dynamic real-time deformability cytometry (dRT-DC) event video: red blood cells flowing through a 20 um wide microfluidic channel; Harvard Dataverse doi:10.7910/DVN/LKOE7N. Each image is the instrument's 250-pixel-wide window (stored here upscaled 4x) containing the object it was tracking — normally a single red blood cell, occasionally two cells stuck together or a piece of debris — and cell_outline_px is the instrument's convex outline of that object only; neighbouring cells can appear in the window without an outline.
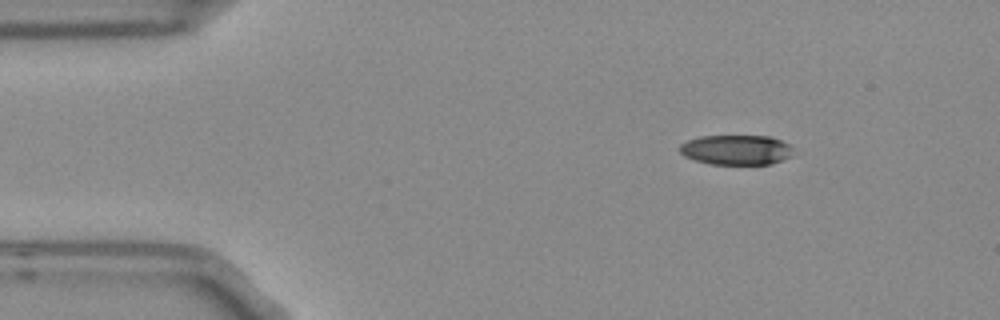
{"species": "Egyptian fruit bat (a non-hibernating species)", "species_latin": "Rousettus aegyptiacus", "temperature_condition": "room temperature", "stored_images_in_passage": 4, "camera_frame_rate_fps": 3000, "um_per_image_px": 0.085, "frame": {"image": 1, "passage_image": 2, "time_ms": 0.333, "image_size_px": [1000, 320], "cell_outline_px": [[788, 156], [772, 164], [712, 164], [696, 160], [684, 156], [680, 152], [680, 144], [688, 140], [700, 136], [772, 136], [788, 144]], "centroid_in_image_um": [62.5, 12.73], "position_along_channel_um": 22.5, "area_um2": 19.36}}